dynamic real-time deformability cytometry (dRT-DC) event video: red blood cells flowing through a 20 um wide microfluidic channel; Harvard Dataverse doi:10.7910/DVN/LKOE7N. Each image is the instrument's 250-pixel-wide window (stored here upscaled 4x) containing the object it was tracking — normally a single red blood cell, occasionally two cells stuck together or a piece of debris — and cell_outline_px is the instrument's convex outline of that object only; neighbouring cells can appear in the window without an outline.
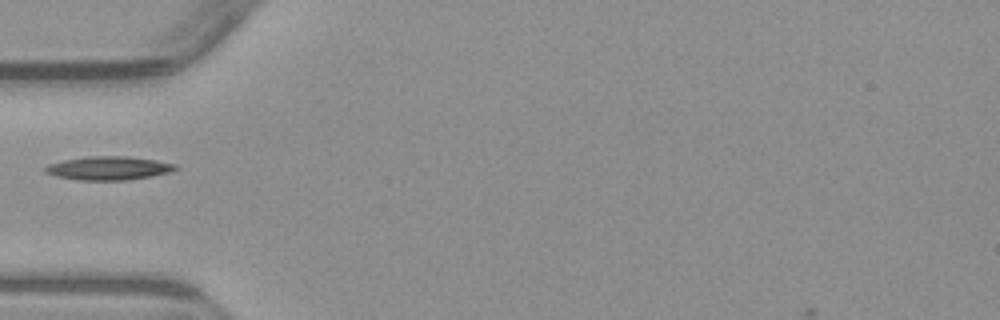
{"species": "common noctule bat (a hibernating species)", "species_latin": "Nyctalus noctula", "temperature_condition": "warm", "stored_images_in_passage": 1, "camera_frame_rate_fps": 3000, "um_per_image_px": 0.085, "animal": {"sex": "male", "body_mass_g": 23.1, "forearm_length_mm": 52.7}, "frame": {"image": 1, "passage_image": 1, "time_ms": 0.0, "image_size_px": [1000, 320], "cell_outline_px": [[180, 168], [168, 172], [152, 176], [128, 180], [80, 180], [56, 176], [44, 172], [44, 168], [48, 164], [64, 160], [88, 156], [128, 156], [156, 160], [176, 164]], "centroid_in_image_um": [9.24, 14.29], "position_along_channel_um": 75.8, "area_um2": 17.92}}